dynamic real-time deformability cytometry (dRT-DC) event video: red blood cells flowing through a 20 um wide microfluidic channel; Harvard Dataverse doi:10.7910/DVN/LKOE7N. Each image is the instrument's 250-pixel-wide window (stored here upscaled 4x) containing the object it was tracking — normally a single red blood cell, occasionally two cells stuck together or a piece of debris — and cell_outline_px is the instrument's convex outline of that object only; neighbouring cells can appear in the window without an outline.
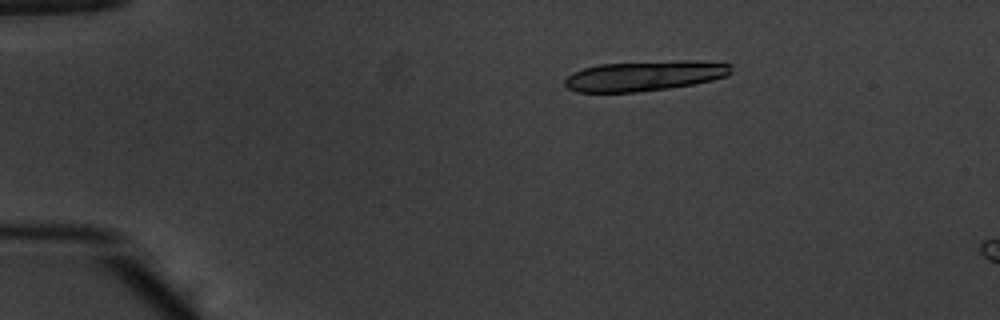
{"species": "common noctule bat (a hibernating species)", "species_latin": "Nyctalus noctula", "temperature_condition": "warm", "stored_images_in_passage": 16, "camera_frame_rate_fps": 3000, "um_per_image_px": 0.085, "animal": {"sex": "male", "body_mass_g": 20.1, "forearm_length_mm": 53.5}, "frame": {"image": 1, "passage_image": 10, "time_ms": 3.0, "image_size_px": [1000, 320], "cell_outline_px": [[732, 72], [728, 76], [712, 80], [692, 84], [668, 88], [636, 92], [576, 92], [568, 88], [564, 84], [564, 80], [572, 72], [584, 68], [600, 64], [676, 60], [700, 60], [732, 64]], "centroid_in_image_um": [54.82, 6.43], "position_along_channel_um": 30.2, "area_um2": 29.42}}